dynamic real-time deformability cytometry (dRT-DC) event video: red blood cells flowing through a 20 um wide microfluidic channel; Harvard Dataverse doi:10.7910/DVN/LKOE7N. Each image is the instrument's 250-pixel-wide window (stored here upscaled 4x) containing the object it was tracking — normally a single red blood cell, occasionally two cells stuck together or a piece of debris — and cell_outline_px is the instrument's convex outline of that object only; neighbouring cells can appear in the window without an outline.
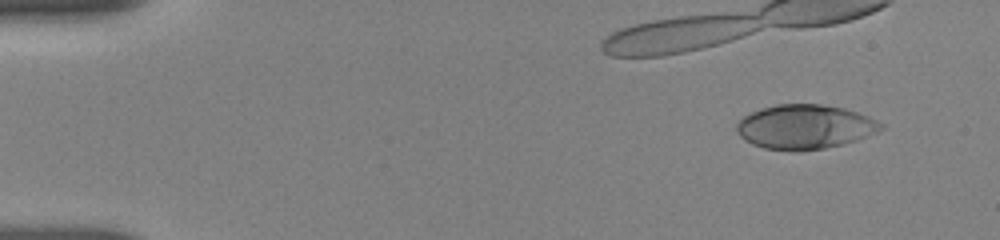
{"species": "human", "species_latin": "Homo sapiens", "temperature_condition": "room temperature", "stored_images_in_passage": 19, "camera_frame_rate_fps": 3000, "um_per_image_px": 0.085, "donor": {"sex": "female"}, "frame": {"image": 1, "passage_image": 4, "time_ms": 1.0, "image_size_px": [1000, 240], "cell_outline_px": [[884, 128], [876, 132], [856, 140], [844, 144], [824, 148], [800, 152], [764, 148], [752, 144], [744, 140], [736, 132], [736, 124], [744, 116], [760, 108], [776, 104], [820, 104], [844, 108], [868, 116], [884, 124]], "centroid_in_image_um": [68.39, 10.79], "position_along_channel_um": 16.6, "area_um2": 37.45}}